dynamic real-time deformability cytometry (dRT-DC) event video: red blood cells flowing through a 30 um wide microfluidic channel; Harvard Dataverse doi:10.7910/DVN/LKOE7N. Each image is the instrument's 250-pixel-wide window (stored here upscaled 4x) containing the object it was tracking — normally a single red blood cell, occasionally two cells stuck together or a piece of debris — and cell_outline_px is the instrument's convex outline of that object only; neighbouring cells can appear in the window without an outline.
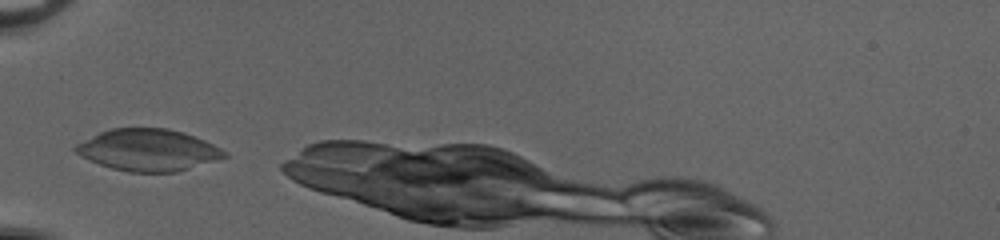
{"species": "common noctule bat (a hibernating species)", "species_latin": "Nyctalus noctula", "temperature_condition": "cold", "stored_images_in_passage": 10, "camera_frame_rate_fps": 3000, "um_per_image_px": 0.085, "animal": {"sex": "female", "body_mass_g": 20.0, "forearm_length_mm": 54.0}, "frame": {"image": 1, "passage_image": 1, "time_ms": 0.0, "image_size_px": [1000, 240], "cell_outline_px": [[228, 156], [176, 172], [128, 172], [112, 168], [88, 160], [80, 156], [72, 148], [76, 144], [100, 132], [112, 128], [168, 128], [184, 132], [204, 140], [228, 152]], "centroid_in_image_um": [12.58, 12.75], "position_along_channel_um": 72.4, "area_um2": 36.07}}
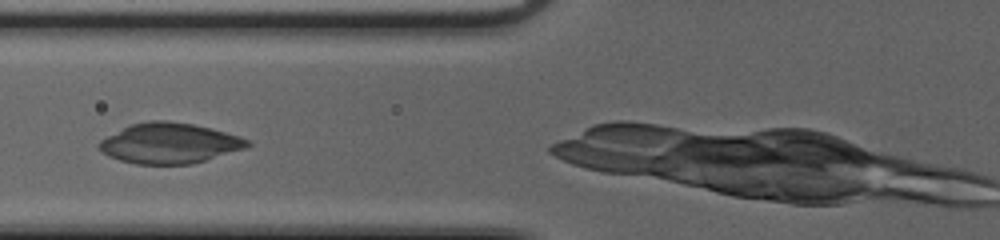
{"frame": {"image": 2, "passage_image": 4, "time_ms": 1.0, "image_size_px": [1000, 240], "cell_outline_px": [[252, 144], [248, 148], [192, 164], [136, 164], [120, 160], [108, 156], [96, 144], [100, 140], [132, 124], [148, 120], [164, 120], [192, 124], [212, 128], [240, 136], [252, 140]], "centroid_in_image_um": [14.47, 12.18], "position_along_channel_um": 111.3, "area_um2": 34.97}}